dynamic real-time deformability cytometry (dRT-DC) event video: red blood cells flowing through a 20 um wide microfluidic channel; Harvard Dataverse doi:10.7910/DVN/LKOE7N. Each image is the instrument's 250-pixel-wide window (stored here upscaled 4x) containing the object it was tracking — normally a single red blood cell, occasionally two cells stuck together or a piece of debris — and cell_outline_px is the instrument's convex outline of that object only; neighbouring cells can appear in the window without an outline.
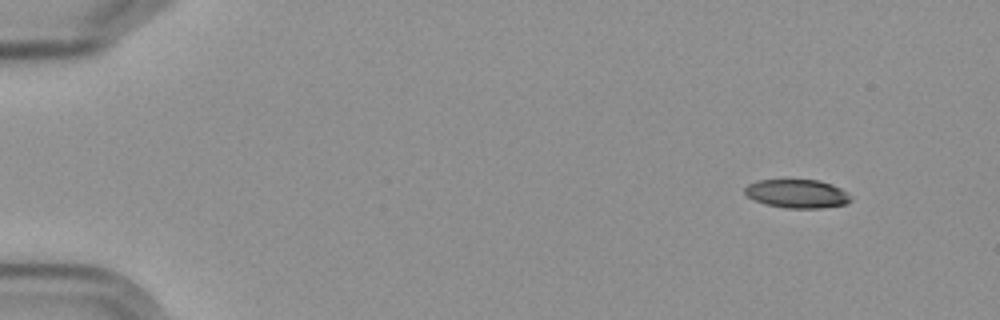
{"species": "Egyptian fruit bat (a non-hibernating species)", "species_latin": "Rousettus aegyptiacus", "temperature_condition": "cold", "stored_images_in_passage": 4, "camera_frame_rate_fps": 3000, "um_per_image_px": 0.085, "frame": {"image": 1, "passage_image": 2, "time_ms": 1.333, "image_size_px": [1000, 320], "cell_outline_px": [[852, 200], [848, 204], [820, 208], [784, 208], [768, 204], [756, 200], [748, 196], [744, 192], [744, 188], [748, 184], [756, 180], [820, 180], [832, 184], [848, 192]], "centroid_in_image_um": [67.79, 16.46], "position_along_channel_um": 17.2, "area_um2": 17.69}}